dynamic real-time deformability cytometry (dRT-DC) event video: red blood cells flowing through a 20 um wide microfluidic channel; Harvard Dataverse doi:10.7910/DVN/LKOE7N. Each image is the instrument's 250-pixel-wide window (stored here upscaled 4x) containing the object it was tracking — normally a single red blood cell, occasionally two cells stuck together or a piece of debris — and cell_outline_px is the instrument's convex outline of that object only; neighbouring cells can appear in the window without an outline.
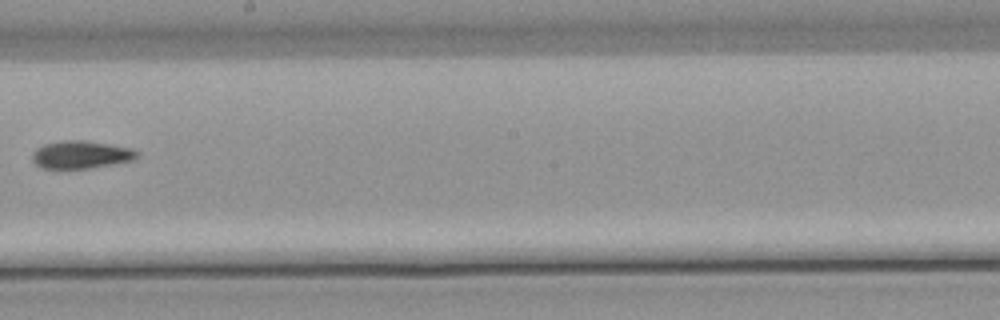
{"species": "common noctule bat (a hibernating species)", "species_latin": "Nyctalus noctula", "temperature_condition": "warm", "stored_images_in_passage": 8, "segment_of_instrument_passage": [2, 2], "camera_frame_rate_fps": 3000, "um_per_image_px": 0.085, "animal": {"sex": "male", "body_mass_g": 21.5, "forearm_length_mm": 52.0}, "frame": {"image": 1, "passage_image": 7, "time_ms": 8.0, "image_size_px": [1000, 320], "cell_outline_px": [[140, 156], [136, 160], [88, 168], [44, 168], [36, 164], [32, 160], [32, 152], [36, 148], [44, 144], [64, 140], [84, 140], [132, 148], [140, 152]], "centroid_in_image_um": [6.92, 13.14], "position_along_channel_um": 241.3, "area_um2": 16.99}}
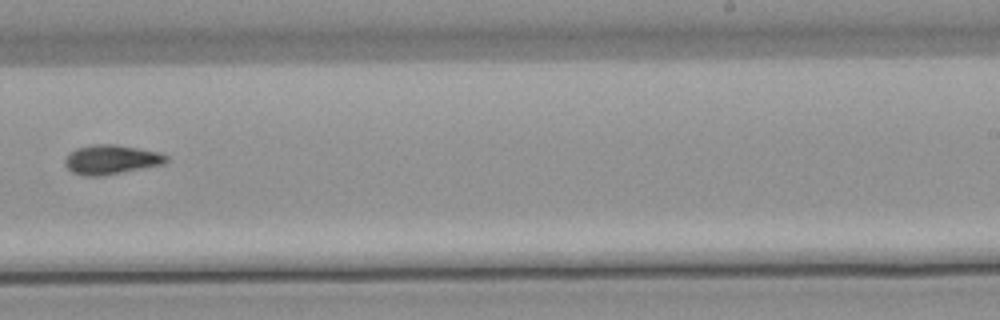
{"frame": {"image": 2, "passage_image": 8, "time_ms": 9.0, "image_size_px": [1000, 320], "cell_outline_px": [[168, 160], [164, 164], [100, 176], [84, 176], [72, 172], [64, 164], [64, 160], [68, 152], [76, 148], [92, 144], [116, 144], [160, 152], [168, 156]], "centroid_in_image_um": [9.43, 13.55], "position_along_channel_um": 279.6, "area_um2": 17.46}}